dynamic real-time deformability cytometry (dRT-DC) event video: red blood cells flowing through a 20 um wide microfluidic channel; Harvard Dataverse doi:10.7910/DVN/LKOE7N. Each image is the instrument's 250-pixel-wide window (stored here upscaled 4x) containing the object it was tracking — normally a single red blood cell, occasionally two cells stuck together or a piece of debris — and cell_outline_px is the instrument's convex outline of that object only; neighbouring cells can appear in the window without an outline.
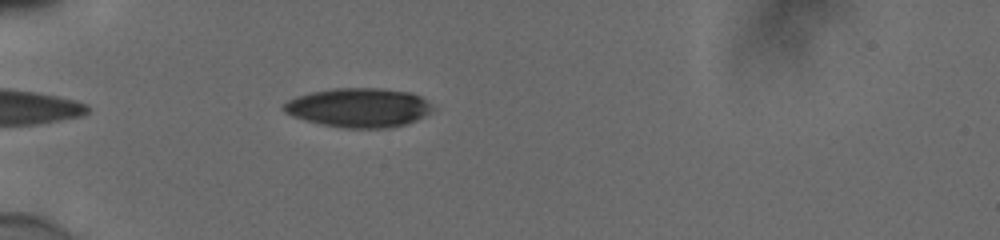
{"species": "human", "species_latin": "Homo sapiens", "temperature_condition": "cold", "stored_images_in_passage": 39, "camera_frame_rate_fps": 3000, "um_per_image_px": 0.085, "donor": {"sex": "male"}, "frame": {"image": 1, "passage_image": 2, "time_ms": 0.333, "image_size_px": [1000, 240], "cell_outline_px": [[432, 108], [428, 112], [416, 120], [404, 124], [388, 128], [344, 128], [320, 124], [292, 116], [284, 112], [280, 108], [288, 100], [296, 96], [312, 92], [336, 88], [384, 88], [412, 92], [420, 96]], "centroid_in_image_um": [30.43, 9.14], "position_along_channel_um": 54.6, "area_um2": 33.81}}
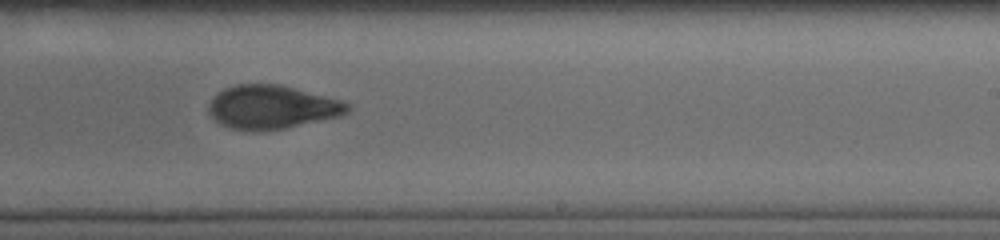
{"frame": {"image": 2, "passage_image": 20, "time_ms": 6.333, "image_size_px": [1000, 240], "cell_outline_px": [[352, 108], [348, 112], [340, 116], [284, 128], [260, 132], [252, 132], [232, 128], [220, 124], [208, 112], [208, 108], [212, 100], [220, 92], [236, 84], [276, 84], [340, 100], [352, 104]], "centroid_in_image_um": [23.13, 9.13], "position_along_channel_um": 265.9, "area_um2": 34.85}}
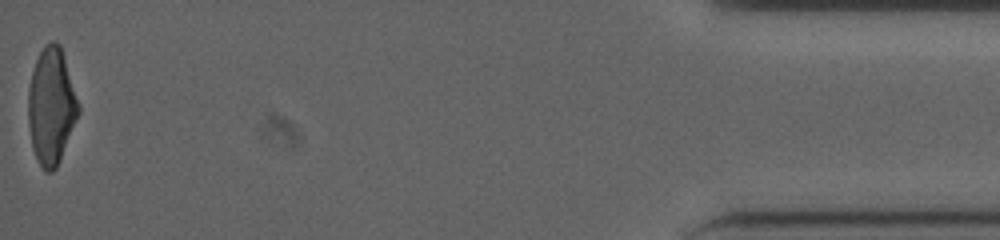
{"frame": {"image": 3, "passage_image": 39, "time_ms": 12.667, "image_size_px": [1000, 240], "cell_outline_px": [[80, 112], [60, 160], [56, 168], [52, 172], [48, 172], [36, 160], [32, 148], [28, 124], [28, 88], [32, 72], [36, 60], [44, 44], [52, 40], [56, 40], [60, 44], [80, 104]], "centroid_in_image_um": [4.36, 9.01], "position_along_channel_um": 430.8, "area_um2": 34.33}, "authors_computed_cell_mechanics": {"area_um2": 34.8534, "velocity_mm_per_s": 3.8742, "shape_relaxation_time_tau1_ms": 3.6488, "shape_relaxation_time_tau2_ms": 2.0024, "deformation_change_tau1": 0.1872, "deformation_change_tau2": 0.0818}}